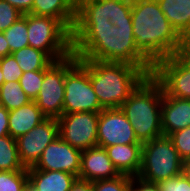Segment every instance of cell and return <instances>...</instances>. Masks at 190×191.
Returning a JSON list of instances; mask_svg holds the SVG:
<instances>
[{
    "label": "cell",
    "mask_w": 190,
    "mask_h": 191,
    "mask_svg": "<svg viewBox=\"0 0 190 191\" xmlns=\"http://www.w3.org/2000/svg\"><path fill=\"white\" fill-rule=\"evenodd\" d=\"M47 117L40 111L35 101L9 111L8 131L14 139L25 135Z\"/></svg>",
    "instance_id": "17"
},
{
    "label": "cell",
    "mask_w": 190,
    "mask_h": 191,
    "mask_svg": "<svg viewBox=\"0 0 190 191\" xmlns=\"http://www.w3.org/2000/svg\"><path fill=\"white\" fill-rule=\"evenodd\" d=\"M23 72L45 70L54 60L42 50L31 46L11 53Z\"/></svg>",
    "instance_id": "21"
},
{
    "label": "cell",
    "mask_w": 190,
    "mask_h": 191,
    "mask_svg": "<svg viewBox=\"0 0 190 191\" xmlns=\"http://www.w3.org/2000/svg\"><path fill=\"white\" fill-rule=\"evenodd\" d=\"M8 118L9 111L0 104V138L9 135Z\"/></svg>",
    "instance_id": "36"
},
{
    "label": "cell",
    "mask_w": 190,
    "mask_h": 191,
    "mask_svg": "<svg viewBox=\"0 0 190 191\" xmlns=\"http://www.w3.org/2000/svg\"><path fill=\"white\" fill-rule=\"evenodd\" d=\"M29 46L47 53L54 61L72 54L71 31L59 20L27 14Z\"/></svg>",
    "instance_id": "6"
},
{
    "label": "cell",
    "mask_w": 190,
    "mask_h": 191,
    "mask_svg": "<svg viewBox=\"0 0 190 191\" xmlns=\"http://www.w3.org/2000/svg\"><path fill=\"white\" fill-rule=\"evenodd\" d=\"M190 126V99L164 95L161 104V128L163 135Z\"/></svg>",
    "instance_id": "15"
},
{
    "label": "cell",
    "mask_w": 190,
    "mask_h": 191,
    "mask_svg": "<svg viewBox=\"0 0 190 191\" xmlns=\"http://www.w3.org/2000/svg\"><path fill=\"white\" fill-rule=\"evenodd\" d=\"M108 157L120 174L137 176L141 168L142 143L105 147Z\"/></svg>",
    "instance_id": "16"
},
{
    "label": "cell",
    "mask_w": 190,
    "mask_h": 191,
    "mask_svg": "<svg viewBox=\"0 0 190 191\" xmlns=\"http://www.w3.org/2000/svg\"><path fill=\"white\" fill-rule=\"evenodd\" d=\"M81 153L82 151L57 137L44 149L33 168L44 171L69 172L79 178Z\"/></svg>",
    "instance_id": "13"
},
{
    "label": "cell",
    "mask_w": 190,
    "mask_h": 191,
    "mask_svg": "<svg viewBox=\"0 0 190 191\" xmlns=\"http://www.w3.org/2000/svg\"><path fill=\"white\" fill-rule=\"evenodd\" d=\"M3 33L9 44L10 54L22 49L23 47L29 46L27 34V14H23Z\"/></svg>",
    "instance_id": "25"
},
{
    "label": "cell",
    "mask_w": 190,
    "mask_h": 191,
    "mask_svg": "<svg viewBox=\"0 0 190 191\" xmlns=\"http://www.w3.org/2000/svg\"><path fill=\"white\" fill-rule=\"evenodd\" d=\"M184 162L190 161V126L168 135Z\"/></svg>",
    "instance_id": "29"
},
{
    "label": "cell",
    "mask_w": 190,
    "mask_h": 191,
    "mask_svg": "<svg viewBox=\"0 0 190 191\" xmlns=\"http://www.w3.org/2000/svg\"><path fill=\"white\" fill-rule=\"evenodd\" d=\"M125 191H137L131 184L125 189Z\"/></svg>",
    "instance_id": "42"
},
{
    "label": "cell",
    "mask_w": 190,
    "mask_h": 191,
    "mask_svg": "<svg viewBox=\"0 0 190 191\" xmlns=\"http://www.w3.org/2000/svg\"><path fill=\"white\" fill-rule=\"evenodd\" d=\"M27 181V170L0 171V191H23Z\"/></svg>",
    "instance_id": "27"
},
{
    "label": "cell",
    "mask_w": 190,
    "mask_h": 191,
    "mask_svg": "<svg viewBox=\"0 0 190 191\" xmlns=\"http://www.w3.org/2000/svg\"><path fill=\"white\" fill-rule=\"evenodd\" d=\"M97 141L98 146L102 148L117 144L140 143L121 108L103 109L99 112Z\"/></svg>",
    "instance_id": "12"
},
{
    "label": "cell",
    "mask_w": 190,
    "mask_h": 191,
    "mask_svg": "<svg viewBox=\"0 0 190 191\" xmlns=\"http://www.w3.org/2000/svg\"><path fill=\"white\" fill-rule=\"evenodd\" d=\"M131 185L137 191H160L156 183L145 181L138 176H132Z\"/></svg>",
    "instance_id": "34"
},
{
    "label": "cell",
    "mask_w": 190,
    "mask_h": 191,
    "mask_svg": "<svg viewBox=\"0 0 190 191\" xmlns=\"http://www.w3.org/2000/svg\"><path fill=\"white\" fill-rule=\"evenodd\" d=\"M106 6L107 17L114 24L132 21V0H101Z\"/></svg>",
    "instance_id": "26"
},
{
    "label": "cell",
    "mask_w": 190,
    "mask_h": 191,
    "mask_svg": "<svg viewBox=\"0 0 190 191\" xmlns=\"http://www.w3.org/2000/svg\"><path fill=\"white\" fill-rule=\"evenodd\" d=\"M57 120L59 137L64 142L80 151L98 146L99 112L63 113Z\"/></svg>",
    "instance_id": "10"
},
{
    "label": "cell",
    "mask_w": 190,
    "mask_h": 191,
    "mask_svg": "<svg viewBox=\"0 0 190 191\" xmlns=\"http://www.w3.org/2000/svg\"><path fill=\"white\" fill-rule=\"evenodd\" d=\"M23 191H38L35 186L28 180L23 188Z\"/></svg>",
    "instance_id": "40"
},
{
    "label": "cell",
    "mask_w": 190,
    "mask_h": 191,
    "mask_svg": "<svg viewBox=\"0 0 190 191\" xmlns=\"http://www.w3.org/2000/svg\"><path fill=\"white\" fill-rule=\"evenodd\" d=\"M184 176L188 179L190 184V161L184 162L183 172Z\"/></svg>",
    "instance_id": "39"
},
{
    "label": "cell",
    "mask_w": 190,
    "mask_h": 191,
    "mask_svg": "<svg viewBox=\"0 0 190 191\" xmlns=\"http://www.w3.org/2000/svg\"><path fill=\"white\" fill-rule=\"evenodd\" d=\"M121 175L108 157L105 148L93 147L82 151L79 178L89 182L114 179Z\"/></svg>",
    "instance_id": "14"
},
{
    "label": "cell",
    "mask_w": 190,
    "mask_h": 191,
    "mask_svg": "<svg viewBox=\"0 0 190 191\" xmlns=\"http://www.w3.org/2000/svg\"><path fill=\"white\" fill-rule=\"evenodd\" d=\"M132 176L121 174L114 179H104L92 182V191H125L131 184Z\"/></svg>",
    "instance_id": "30"
},
{
    "label": "cell",
    "mask_w": 190,
    "mask_h": 191,
    "mask_svg": "<svg viewBox=\"0 0 190 191\" xmlns=\"http://www.w3.org/2000/svg\"><path fill=\"white\" fill-rule=\"evenodd\" d=\"M4 83V79H3V73L0 67V86Z\"/></svg>",
    "instance_id": "41"
},
{
    "label": "cell",
    "mask_w": 190,
    "mask_h": 191,
    "mask_svg": "<svg viewBox=\"0 0 190 191\" xmlns=\"http://www.w3.org/2000/svg\"><path fill=\"white\" fill-rule=\"evenodd\" d=\"M77 0H34L31 14L59 19L72 31L76 19Z\"/></svg>",
    "instance_id": "18"
},
{
    "label": "cell",
    "mask_w": 190,
    "mask_h": 191,
    "mask_svg": "<svg viewBox=\"0 0 190 191\" xmlns=\"http://www.w3.org/2000/svg\"><path fill=\"white\" fill-rule=\"evenodd\" d=\"M77 61L78 58L71 54L62 60L54 61L43 70V82L34 101L46 117L58 118L63 115L66 72Z\"/></svg>",
    "instance_id": "8"
},
{
    "label": "cell",
    "mask_w": 190,
    "mask_h": 191,
    "mask_svg": "<svg viewBox=\"0 0 190 191\" xmlns=\"http://www.w3.org/2000/svg\"><path fill=\"white\" fill-rule=\"evenodd\" d=\"M69 191H92V182L77 178Z\"/></svg>",
    "instance_id": "37"
},
{
    "label": "cell",
    "mask_w": 190,
    "mask_h": 191,
    "mask_svg": "<svg viewBox=\"0 0 190 191\" xmlns=\"http://www.w3.org/2000/svg\"><path fill=\"white\" fill-rule=\"evenodd\" d=\"M75 21H110L101 0H77Z\"/></svg>",
    "instance_id": "24"
},
{
    "label": "cell",
    "mask_w": 190,
    "mask_h": 191,
    "mask_svg": "<svg viewBox=\"0 0 190 191\" xmlns=\"http://www.w3.org/2000/svg\"><path fill=\"white\" fill-rule=\"evenodd\" d=\"M86 61L91 84L104 109L120 108L148 76L142 68L123 62Z\"/></svg>",
    "instance_id": "3"
},
{
    "label": "cell",
    "mask_w": 190,
    "mask_h": 191,
    "mask_svg": "<svg viewBox=\"0 0 190 191\" xmlns=\"http://www.w3.org/2000/svg\"><path fill=\"white\" fill-rule=\"evenodd\" d=\"M59 137L57 118L47 117L25 135L16 139L20 162L24 168L34 167L44 149Z\"/></svg>",
    "instance_id": "11"
},
{
    "label": "cell",
    "mask_w": 190,
    "mask_h": 191,
    "mask_svg": "<svg viewBox=\"0 0 190 191\" xmlns=\"http://www.w3.org/2000/svg\"><path fill=\"white\" fill-rule=\"evenodd\" d=\"M184 161L166 135L142 144L141 168L138 177L158 183L183 172Z\"/></svg>",
    "instance_id": "5"
},
{
    "label": "cell",
    "mask_w": 190,
    "mask_h": 191,
    "mask_svg": "<svg viewBox=\"0 0 190 191\" xmlns=\"http://www.w3.org/2000/svg\"><path fill=\"white\" fill-rule=\"evenodd\" d=\"M30 101L19 81L4 82L0 86V104L8 111L20 108Z\"/></svg>",
    "instance_id": "23"
},
{
    "label": "cell",
    "mask_w": 190,
    "mask_h": 191,
    "mask_svg": "<svg viewBox=\"0 0 190 191\" xmlns=\"http://www.w3.org/2000/svg\"><path fill=\"white\" fill-rule=\"evenodd\" d=\"M42 82L43 70L23 72L19 79L23 91L31 101L37 98Z\"/></svg>",
    "instance_id": "28"
},
{
    "label": "cell",
    "mask_w": 190,
    "mask_h": 191,
    "mask_svg": "<svg viewBox=\"0 0 190 191\" xmlns=\"http://www.w3.org/2000/svg\"><path fill=\"white\" fill-rule=\"evenodd\" d=\"M152 76L161 84L164 95L190 99V46L158 61Z\"/></svg>",
    "instance_id": "9"
},
{
    "label": "cell",
    "mask_w": 190,
    "mask_h": 191,
    "mask_svg": "<svg viewBox=\"0 0 190 191\" xmlns=\"http://www.w3.org/2000/svg\"><path fill=\"white\" fill-rule=\"evenodd\" d=\"M23 14L7 1L0 0V32L7 30Z\"/></svg>",
    "instance_id": "32"
},
{
    "label": "cell",
    "mask_w": 190,
    "mask_h": 191,
    "mask_svg": "<svg viewBox=\"0 0 190 191\" xmlns=\"http://www.w3.org/2000/svg\"><path fill=\"white\" fill-rule=\"evenodd\" d=\"M160 191H190V184L184 174L156 183Z\"/></svg>",
    "instance_id": "33"
},
{
    "label": "cell",
    "mask_w": 190,
    "mask_h": 191,
    "mask_svg": "<svg viewBox=\"0 0 190 191\" xmlns=\"http://www.w3.org/2000/svg\"><path fill=\"white\" fill-rule=\"evenodd\" d=\"M131 16L136 47L153 65L190 46L169 23L157 0H132Z\"/></svg>",
    "instance_id": "2"
},
{
    "label": "cell",
    "mask_w": 190,
    "mask_h": 191,
    "mask_svg": "<svg viewBox=\"0 0 190 191\" xmlns=\"http://www.w3.org/2000/svg\"><path fill=\"white\" fill-rule=\"evenodd\" d=\"M7 55H10L9 44L5 38L4 33L0 32V59Z\"/></svg>",
    "instance_id": "38"
},
{
    "label": "cell",
    "mask_w": 190,
    "mask_h": 191,
    "mask_svg": "<svg viewBox=\"0 0 190 191\" xmlns=\"http://www.w3.org/2000/svg\"><path fill=\"white\" fill-rule=\"evenodd\" d=\"M100 105L89 77V63L78 61L66 72L63 113L100 112Z\"/></svg>",
    "instance_id": "7"
},
{
    "label": "cell",
    "mask_w": 190,
    "mask_h": 191,
    "mask_svg": "<svg viewBox=\"0 0 190 191\" xmlns=\"http://www.w3.org/2000/svg\"><path fill=\"white\" fill-rule=\"evenodd\" d=\"M14 6L22 14L31 13L34 0H4Z\"/></svg>",
    "instance_id": "35"
},
{
    "label": "cell",
    "mask_w": 190,
    "mask_h": 191,
    "mask_svg": "<svg viewBox=\"0 0 190 191\" xmlns=\"http://www.w3.org/2000/svg\"><path fill=\"white\" fill-rule=\"evenodd\" d=\"M28 180L38 191H69L78 178L77 176L63 171H44L27 169Z\"/></svg>",
    "instance_id": "19"
},
{
    "label": "cell",
    "mask_w": 190,
    "mask_h": 191,
    "mask_svg": "<svg viewBox=\"0 0 190 191\" xmlns=\"http://www.w3.org/2000/svg\"><path fill=\"white\" fill-rule=\"evenodd\" d=\"M162 99L161 84L152 75H148L120 107L132 125L136 138L142 144L163 135Z\"/></svg>",
    "instance_id": "4"
},
{
    "label": "cell",
    "mask_w": 190,
    "mask_h": 191,
    "mask_svg": "<svg viewBox=\"0 0 190 191\" xmlns=\"http://www.w3.org/2000/svg\"><path fill=\"white\" fill-rule=\"evenodd\" d=\"M0 67L3 73L4 82L19 81L23 74V71L12 54L0 59Z\"/></svg>",
    "instance_id": "31"
},
{
    "label": "cell",
    "mask_w": 190,
    "mask_h": 191,
    "mask_svg": "<svg viewBox=\"0 0 190 191\" xmlns=\"http://www.w3.org/2000/svg\"><path fill=\"white\" fill-rule=\"evenodd\" d=\"M27 170L20 162L16 139L10 135L0 138V171Z\"/></svg>",
    "instance_id": "22"
},
{
    "label": "cell",
    "mask_w": 190,
    "mask_h": 191,
    "mask_svg": "<svg viewBox=\"0 0 190 191\" xmlns=\"http://www.w3.org/2000/svg\"><path fill=\"white\" fill-rule=\"evenodd\" d=\"M72 54L78 59L123 62L152 75L154 65L137 49L132 21H75Z\"/></svg>",
    "instance_id": "1"
},
{
    "label": "cell",
    "mask_w": 190,
    "mask_h": 191,
    "mask_svg": "<svg viewBox=\"0 0 190 191\" xmlns=\"http://www.w3.org/2000/svg\"><path fill=\"white\" fill-rule=\"evenodd\" d=\"M177 33L190 45V0H157Z\"/></svg>",
    "instance_id": "20"
}]
</instances>
